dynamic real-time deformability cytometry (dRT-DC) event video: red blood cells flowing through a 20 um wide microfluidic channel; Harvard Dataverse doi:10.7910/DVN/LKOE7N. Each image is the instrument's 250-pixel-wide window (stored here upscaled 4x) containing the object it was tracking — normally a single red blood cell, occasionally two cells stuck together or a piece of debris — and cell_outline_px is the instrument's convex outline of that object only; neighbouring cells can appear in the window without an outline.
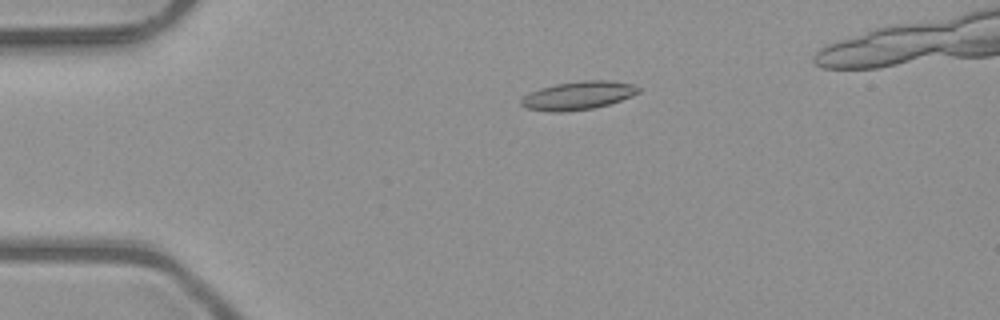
{"species": "common noctule bat (a hibernating species)", "species_latin": "Nyctalus noctula", "temperature_condition": "room temperature", "stored_images_in_passage": 3, "camera_frame_rate_fps": 3000, "um_per_image_px": 0.085, "animal": {"sex": "male", "body_mass_g": 23.1, "forearm_length_mm": 52.7}, "frame": {"image": 1, "passage_image": 1, "time_ms": 0.0, "image_size_px": [1000, 320], "cell_outline_px": [[640, 92], [632, 96], [608, 104], [592, 108], [564, 112], [548, 112], [524, 108], [520, 104], [520, 100], [524, 96], [540, 88], [556, 84], [584, 80], [612, 80], [632, 84], [640, 88]], "centroid_in_image_um": [49.13, 8.12], "position_along_channel_um": 35.9, "area_um2": 19.36}}